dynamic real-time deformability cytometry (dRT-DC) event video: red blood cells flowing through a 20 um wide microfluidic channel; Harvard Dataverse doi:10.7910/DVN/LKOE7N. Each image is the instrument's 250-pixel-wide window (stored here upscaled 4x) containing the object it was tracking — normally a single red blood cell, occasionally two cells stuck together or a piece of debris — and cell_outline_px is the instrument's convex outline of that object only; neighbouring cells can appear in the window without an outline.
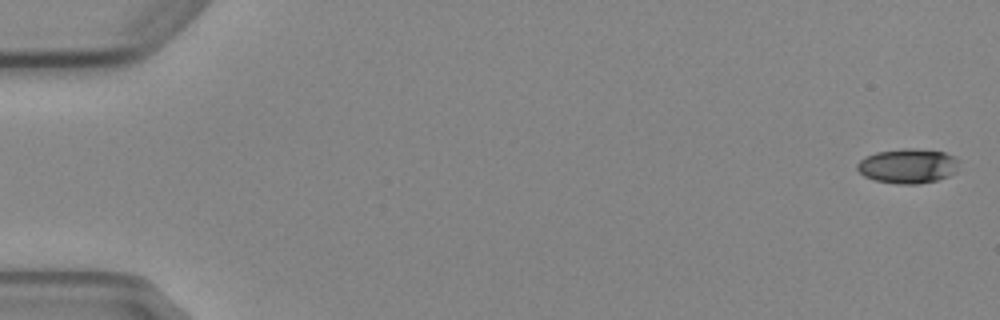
{"species": "Egyptian fruit bat (a non-hibernating species)", "species_latin": "Rousettus aegyptiacus", "temperature_condition": "cold", "stored_images_in_passage": 5, "camera_frame_rate_fps": 3000, "um_per_image_px": 0.085, "animal": {"sex": "female"}, "frame": {"image": 1, "passage_image": 1, "time_ms": 0.0, "image_size_px": [1000, 320], "cell_outline_px": [[956, 172], [948, 176], [936, 180], [916, 184], [896, 184], [876, 180], [864, 176], [856, 168], [856, 164], [864, 156], [876, 152], [904, 148], [916, 148], [944, 152], [956, 156]], "centroid_in_image_um": [77.14, 14.1], "position_along_channel_um": 7.9, "area_um2": 20.58}}
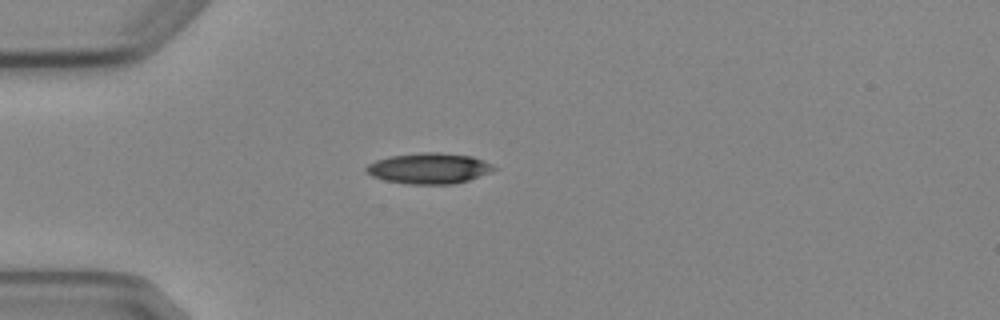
{"frame": {"image": 2, "passage_image": 5, "time_ms": 4.667, "image_size_px": [1000, 320], "cell_outline_px": [[500, 168], [468, 180], [452, 184], [408, 184], [384, 180], [372, 176], [364, 172], [364, 168], [368, 164], [376, 160], [388, 156], [420, 152], [440, 152], [472, 156]], "centroid_in_image_um": [36.42, 14.3], "position_along_channel_um": 48.6, "area_um2": 23.0}}